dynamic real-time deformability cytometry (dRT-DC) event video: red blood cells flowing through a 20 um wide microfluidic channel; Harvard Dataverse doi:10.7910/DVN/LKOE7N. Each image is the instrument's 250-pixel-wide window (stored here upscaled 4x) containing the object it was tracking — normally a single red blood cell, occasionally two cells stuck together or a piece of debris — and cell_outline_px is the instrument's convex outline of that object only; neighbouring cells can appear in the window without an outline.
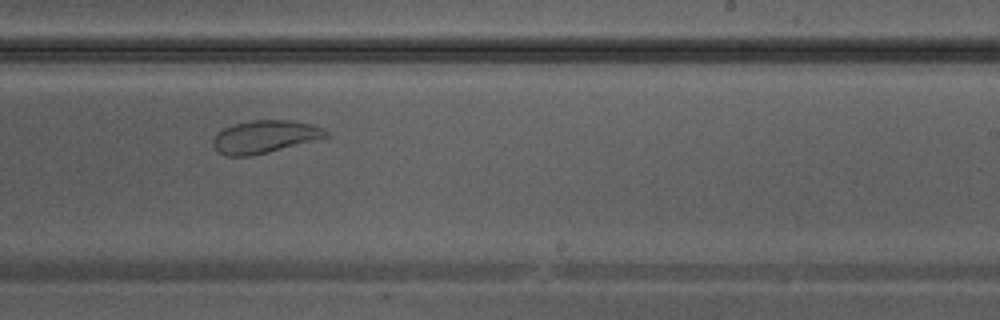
{"species": "Egyptian fruit bat (a non-hibernating species)", "species_latin": "Rousettus aegyptiacus", "temperature_condition": "warm", "stored_images_in_passage": 31, "camera_frame_rate_fps": 3000, "um_per_image_px": 0.085, "animal": {"sex": "male"}, "frame": {"image": 1, "passage_image": 18, "time_ms": 5.667, "image_size_px": [1000, 320], "cell_outline_px": [[332, 136], [252, 156], [228, 156], [220, 152], [212, 144], [212, 140], [224, 128], [232, 124], [252, 120], [288, 120], [312, 124], [324, 128]], "centroid_in_image_um": [22.55, 11.61], "position_along_channel_um": 266.4, "area_um2": 21.44}}